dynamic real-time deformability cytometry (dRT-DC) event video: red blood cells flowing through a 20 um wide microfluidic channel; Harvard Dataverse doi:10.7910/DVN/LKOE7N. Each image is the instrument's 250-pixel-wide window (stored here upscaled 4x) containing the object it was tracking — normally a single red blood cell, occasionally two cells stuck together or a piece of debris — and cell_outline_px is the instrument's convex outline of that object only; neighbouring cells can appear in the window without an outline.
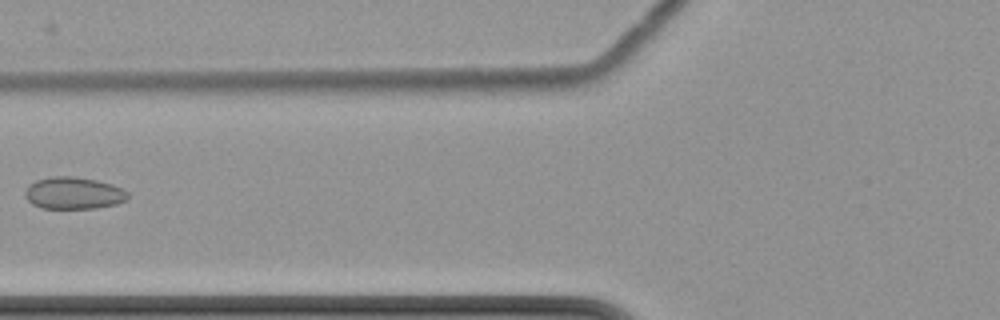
{"species": "common noctule bat (a hibernating species)", "species_latin": "Nyctalus noctula", "temperature_condition": "cold", "stored_images_in_passage": 11, "camera_frame_rate_fps": 3000, "um_per_image_px": 0.085, "animal": {"sex": "female", "body_mass_g": 22.7, "forearm_length_mm": 54.2}, "frame": {"image": 1, "passage_image": 7, "time_ms": 8.333, "image_size_px": [1000, 320], "cell_outline_px": [[128, 200], [116, 204], [96, 208], [40, 208], [32, 204], [24, 196], [24, 192], [28, 184], [36, 180], [52, 176], [76, 176], [96, 180], [112, 184], [124, 188], [128, 192]], "centroid_in_image_um": [6.26, 16.41], "position_along_channel_um": 119.5, "area_um2": 19.48}}
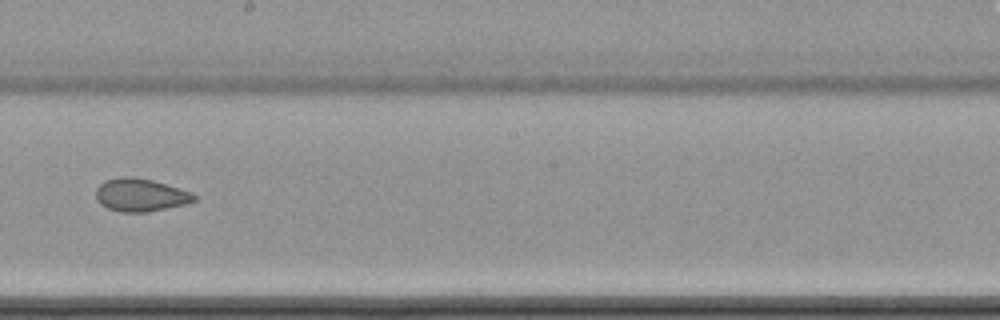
{"frame": {"image": 2, "passage_image": 10, "time_ms": 11.667, "image_size_px": [1000, 320], "cell_outline_px": [[196, 200], [188, 204], [144, 212], [120, 212], [108, 208], [100, 204], [96, 200], [96, 188], [104, 180], [120, 176], [132, 176], [152, 180], [180, 188], [192, 192], [196, 196]], "centroid_in_image_um": [11.93, 16.56], "position_along_channel_um": 236.3, "area_um2": 19.02}}
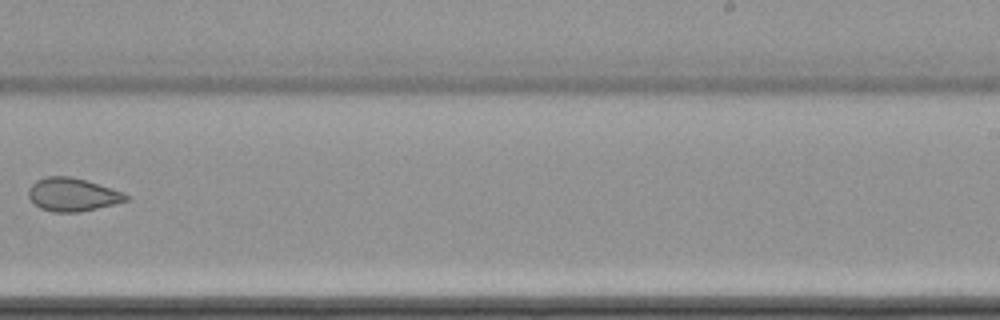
{"frame": {"image": 3, "passage_image": 11, "time_ms": 13.0, "image_size_px": [1000, 320], "cell_outline_px": [[128, 200], [116, 204], [80, 212], [52, 212], [40, 208], [28, 196], [28, 188], [36, 180], [44, 176], [72, 176], [124, 192], [128, 196]], "centroid_in_image_um": [6.16, 16.54], "position_along_channel_um": 282.8, "area_um2": 18.96}}